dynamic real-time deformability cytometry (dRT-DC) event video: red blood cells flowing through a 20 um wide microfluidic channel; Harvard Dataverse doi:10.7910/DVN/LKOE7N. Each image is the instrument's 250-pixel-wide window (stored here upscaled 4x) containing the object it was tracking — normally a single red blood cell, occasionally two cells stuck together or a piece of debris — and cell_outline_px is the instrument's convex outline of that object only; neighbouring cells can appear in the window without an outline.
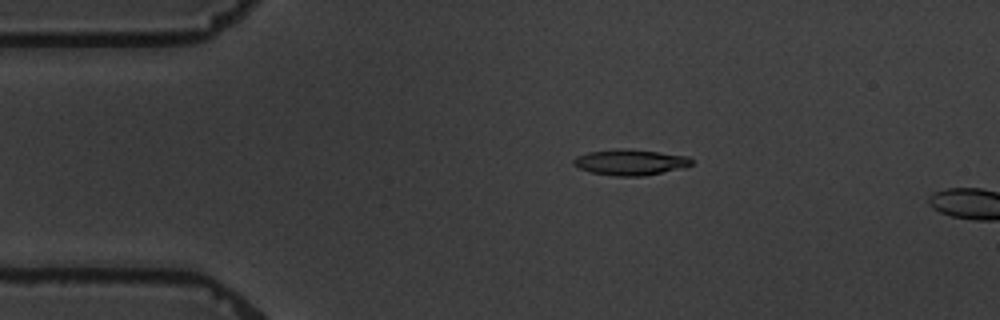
{"species": "common noctule bat (a hibernating species)", "species_latin": "Nyctalus noctula", "temperature_condition": "warm", "stored_images_in_passage": 2, "camera_frame_rate_fps": 3000, "um_per_image_px": 0.085, "animal": {"sex": "male", "body_mass_g": 19.5, "forearm_length_mm": 54.6}, "frame": {"image": 1, "passage_image": 1, "time_ms": 0.0, "image_size_px": [1000, 320], "cell_outline_px": [[692, 164], [644, 176], [616, 176], [592, 172], [580, 168], [572, 164], [572, 160], [576, 156], [588, 152], [616, 148], [624, 148], [688, 156], [692, 160]], "centroid_in_image_um": [53.49, 13.77], "position_along_channel_um": 31.5, "area_um2": 17.4}}